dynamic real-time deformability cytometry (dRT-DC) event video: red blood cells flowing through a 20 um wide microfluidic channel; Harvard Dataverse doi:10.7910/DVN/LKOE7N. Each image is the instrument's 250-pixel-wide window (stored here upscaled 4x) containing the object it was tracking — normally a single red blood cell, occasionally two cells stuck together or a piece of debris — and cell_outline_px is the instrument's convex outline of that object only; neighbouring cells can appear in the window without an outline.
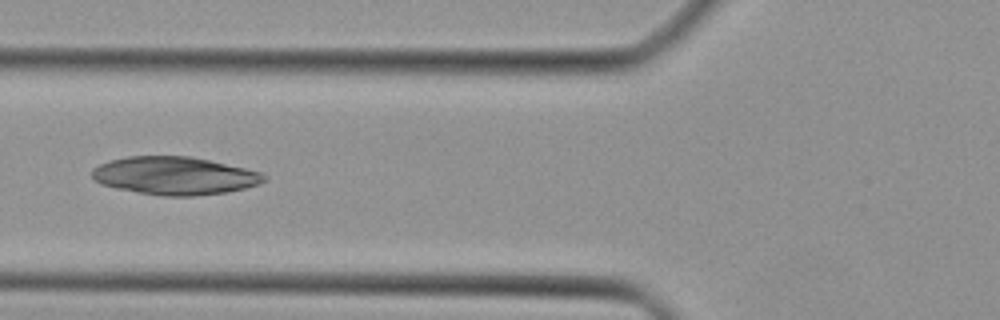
{"species": "Egyptian fruit bat (a non-hibernating species)", "species_latin": "Rousettus aegyptiacus", "temperature_condition": "cold", "stored_images_in_passage": 26, "camera_frame_rate_fps": 3000, "um_per_image_px": 0.085, "animal": {"sex": "female"}, "frame": {"image": 1, "passage_image": 4, "time_ms": 1.0, "image_size_px": [1000, 320], "cell_outline_px": [[268, 180], [260, 184], [244, 188], [224, 192], [192, 196], [164, 196], [116, 188], [100, 184], [92, 176], [92, 168], [100, 164], [112, 160], [128, 156], [192, 156], [244, 168], [260, 172], [268, 176]], "centroid_in_image_um": [14.86, 14.93], "position_along_channel_um": 110.9, "area_um2": 37.86}}
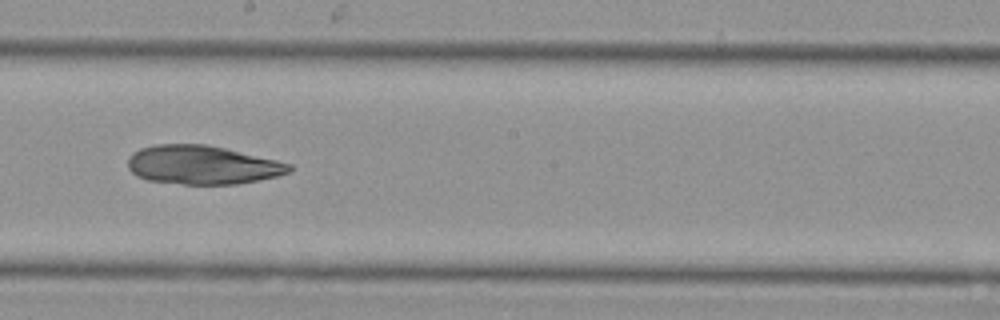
{"frame": {"image": 2, "passage_image": 12, "time_ms": 3.667, "image_size_px": [1000, 320], "cell_outline_px": [[292, 168], [288, 172], [276, 176], [236, 184], [184, 184], [148, 180], [136, 176], [128, 168], [128, 160], [132, 152], [140, 148], [156, 144], [204, 144], [224, 148], [276, 160], [292, 164]], "centroid_in_image_um": [17.15, 14.01], "position_along_channel_um": 231.0, "area_um2": 36.18}}
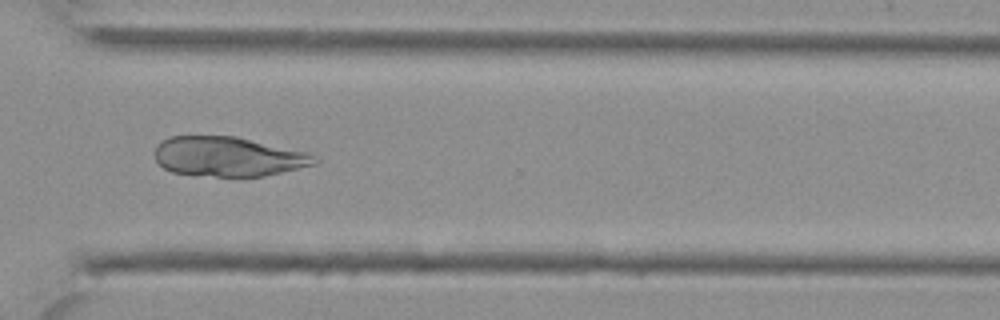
{"frame": {"image": 3, "passage_image": 20, "time_ms": 6.333, "image_size_px": [1000, 320], "cell_outline_px": [[320, 160], [316, 164], [264, 176], [240, 180], [236, 180], [172, 172], [164, 168], [156, 160], [156, 144], [172, 136], [236, 136], [308, 152], [320, 156]], "centroid_in_image_um": [19.46, 13.35], "position_along_channel_um": 351.1, "area_um2": 37.97}}